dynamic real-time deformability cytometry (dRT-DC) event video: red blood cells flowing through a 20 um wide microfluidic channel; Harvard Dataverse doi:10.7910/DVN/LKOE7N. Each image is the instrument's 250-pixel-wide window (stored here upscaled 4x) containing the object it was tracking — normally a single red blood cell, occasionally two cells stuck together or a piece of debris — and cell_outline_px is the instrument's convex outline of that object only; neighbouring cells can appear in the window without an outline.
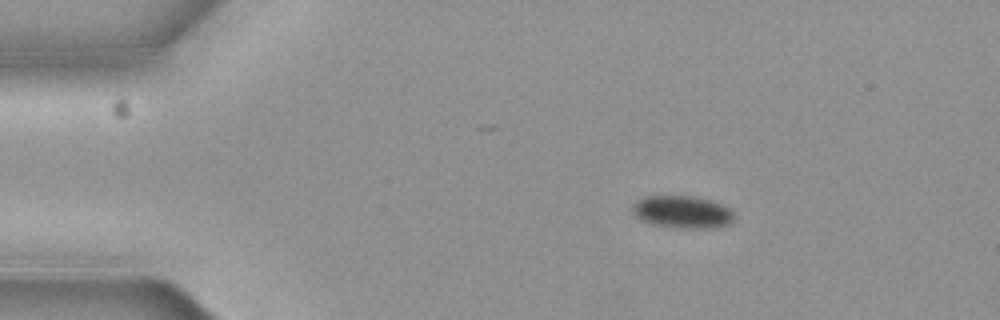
{"species": "common noctule bat (a hibernating species)", "species_latin": "Nyctalus noctula", "temperature_condition": "cold", "stored_images_in_passage": 3, "camera_frame_rate_fps": 3000, "um_per_image_px": 0.085, "animal": {"sex": "female", "body_mass_g": 19.3, "forearm_length_mm": 54.1}, "frame": {"image": 1, "passage_image": 1, "time_ms": 0.0, "image_size_px": [1000, 320], "cell_outline_px": [[732, 220], [728, 224], [712, 228], [680, 228], [652, 224], [636, 216], [632, 212], [632, 204], [636, 200], [644, 196], [696, 196], [712, 200], [732, 208]], "centroid_in_image_um": [58.0, 18.0], "position_along_channel_um": 27.0, "area_um2": 19.31}}